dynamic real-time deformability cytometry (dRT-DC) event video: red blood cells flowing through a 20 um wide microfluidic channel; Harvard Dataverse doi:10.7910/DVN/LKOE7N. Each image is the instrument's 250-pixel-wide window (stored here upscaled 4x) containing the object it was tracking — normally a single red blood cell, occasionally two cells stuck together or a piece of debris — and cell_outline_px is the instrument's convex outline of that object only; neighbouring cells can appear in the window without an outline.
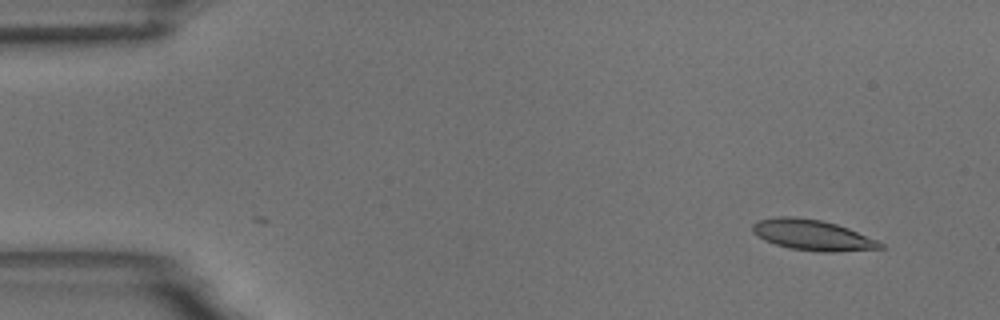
{"species": "common noctule bat (a hibernating species)", "species_latin": "Nyctalus noctula", "temperature_condition": "room temperature", "stored_images_in_passage": 5, "camera_frame_rate_fps": 3000, "um_per_image_px": 0.085, "animal": {"sex": "male", "body_mass_g": 18.8}, "frame": {"image": 1, "passage_image": 5, "time_ms": 1.333, "image_size_px": [1000, 320], "cell_outline_px": [[884, 248], [836, 252], [820, 252], [788, 248], [764, 240], [752, 232], [752, 224], [760, 220], [780, 216], [792, 216], [820, 220], [836, 224], [848, 228], [876, 240], [884, 244]], "centroid_in_image_um": [69.05, 19.99], "position_along_channel_um": 16.0, "area_um2": 22.66}}